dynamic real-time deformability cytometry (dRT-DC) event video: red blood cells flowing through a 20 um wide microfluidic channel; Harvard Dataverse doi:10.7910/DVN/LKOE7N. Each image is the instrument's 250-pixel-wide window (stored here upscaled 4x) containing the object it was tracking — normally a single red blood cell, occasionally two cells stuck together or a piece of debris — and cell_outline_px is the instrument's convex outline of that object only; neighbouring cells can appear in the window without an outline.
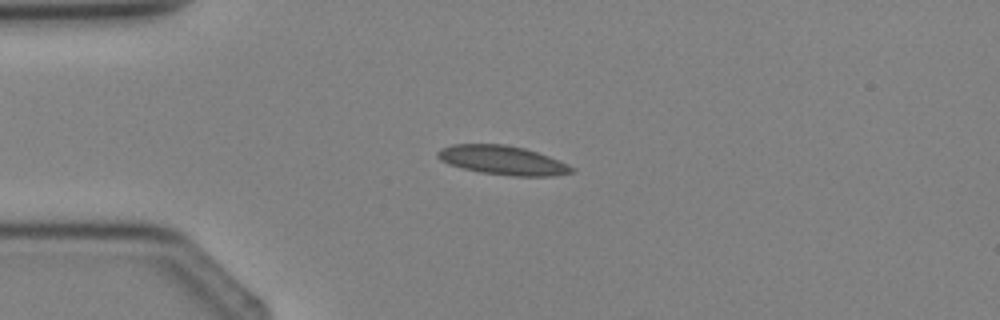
{"species": "Egyptian fruit bat (a non-hibernating species)", "species_latin": "Rousettus aegyptiacus", "temperature_condition": "cold", "stored_images_in_passage": 3, "camera_frame_rate_fps": 3000, "um_per_image_px": 0.085, "animal": {"sex": "female"}, "frame": {"image": 1, "passage_image": 3, "time_ms": 2.333, "image_size_px": [1000, 320], "cell_outline_px": [[576, 172], [552, 176], [512, 176], [480, 172], [448, 164], [440, 160], [436, 156], [436, 152], [440, 148], [452, 144], [504, 144], [524, 148], [548, 156], [568, 164], [576, 168]], "centroid_in_image_um": [42.72, 13.62], "position_along_channel_um": 42.3, "area_um2": 22.77}}